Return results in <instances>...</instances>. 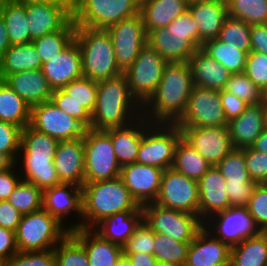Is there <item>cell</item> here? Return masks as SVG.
I'll use <instances>...</instances> for the list:
<instances>
[{"instance_id":"cell-1","label":"cell","mask_w":267,"mask_h":266,"mask_svg":"<svg viewBox=\"0 0 267 266\" xmlns=\"http://www.w3.org/2000/svg\"><path fill=\"white\" fill-rule=\"evenodd\" d=\"M194 87L188 62L167 63L154 94L142 106L151 123L175 124L184 113Z\"/></svg>"},{"instance_id":"cell-2","label":"cell","mask_w":267,"mask_h":266,"mask_svg":"<svg viewBox=\"0 0 267 266\" xmlns=\"http://www.w3.org/2000/svg\"><path fill=\"white\" fill-rule=\"evenodd\" d=\"M142 106L132 96L124 73L98 81L90 128L105 130L130 124L142 115ZM139 113V114H138Z\"/></svg>"},{"instance_id":"cell-3","label":"cell","mask_w":267,"mask_h":266,"mask_svg":"<svg viewBox=\"0 0 267 266\" xmlns=\"http://www.w3.org/2000/svg\"><path fill=\"white\" fill-rule=\"evenodd\" d=\"M139 207L120 177L84 183L81 228H93L108 216L136 211Z\"/></svg>"},{"instance_id":"cell-4","label":"cell","mask_w":267,"mask_h":266,"mask_svg":"<svg viewBox=\"0 0 267 266\" xmlns=\"http://www.w3.org/2000/svg\"><path fill=\"white\" fill-rule=\"evenodd\" d=\"M147 43L168 63L188 62L199 49V29L187 10L165 28L147 33Z\"/></svg>"},{"instance_id":"cell-5","label":"cell","mask_w":267,"mask_h":266,"mask_svg":"<svg viewBox=\"0 0 267 266\" xmlns=\"http://www.w3.org/2000/svg\"><path fill=\"white\" fill-rule=\"evenodd\" d=\"M75 39L81 52L83 76L98 82L123 73L117 66L107 30L76 26Z\"/></svg>"},{"instance_id":"cell-6","label":"cell","mask_w":267,"mask_h":266,"mask_svg":"<svg viewBox=\"0 0 267 266\" xmlns=\"http://www.w3.org/2000/svg\"><path fill=\"white\" fill-rule=\"evenodd\" d=\"M69 232L68 226L42 208L22 215L15 231L16 246L18 252L52 250Z\"/></svg>"},{"instance_id":"cell-7","label":"cell","mask_w":267,"mask_h":266,"mask_svg":"<svg viewBox=\"0 0 267 266\" xmlns=\"http://www.w3.org/2000/svg\"><path fill=\"white\" fill-rule=\"evenodd\" d=\"M83 139L85 183L112 180L120 176L110 135L105 130L87 128Z\"/></svg>"},{"instance_id":"cell-8","label":"cell","mask_w":267,"mask_h":266,"mask_svg":"<svg viewBox=\"0 0 267 266\" xmlns=\"http://www.w3.org/2000/svg\"><path fill=\"white\" fill-rule=\"evenodd\" d=\"M181 137V129L176 124L151 123L145 118V132L136 162L163 170L171 168L175 148Z\"/></svg>"},{"instance_id":"cell-9","label":"cell","mask_w":267,"mask_h":266,"mask_svg":"<svg viewBox=\"0 0 267 266\" xmlns=\"http://www.w3.org/2000/svg\"><path fill=\"white\" fill-rule=\"evenodd\" d=\"M140 0H79L72 9L76 26L107 29L139 14Z\"/></svg>"},{"instance_id":"cell-10","label":"cell","mask_w":267,"mask_h":266,"mask_svg":"<svg viewBox=\"0 0 267 266\" xmlns=\"http://www.w3.org/2000/svg\"><path fill=\"white\" fill-rule=\"evenodd\" d=\"M142 219L153 232L180 242H191L204 227L198 215L148 203L141 206Z\"/></svg>"},{"instance_id":"cell-11","label":"cell","mask_w":267,"mask_h":266,"mask_svg":"<svg viewBox=\"0 0 267 266\" xmlns=\"http://www.w3.org/2000/svg\"><path fill=\"white\" fill-rule=\"evenodd\" d=\"M167 61L148 43L124 72L132 96L143 106L156 91Z\"/></svg>"},{"instance_id":"cell-12","label":"cell","mask_w":267,"mask_h":266,"mask_svg":"<svg viewBox=\"0 0 267 266\" xmlns=\"http://www.w3.org/2000/svg\"><path fill=\"white\" fill-rule=\"evenodd\" d=\"M156 204L199 216L197 181L186 177L174 168L163 171Z\"/></svg>"},{"instance_id":"cell-13","label":"cell","mask_w":267,"mask_h":266,"mask_svg":"<svg viewBox=\"0 0 267 266\" xmlns=\"http://www.w3.org/2000/svg\"><path fill=\"white\" fill-rule=\"evenodd\" d=\"M175 124L195 127L227 126L219 91L194 86L186 109Z\"/></svg>"},{"instance_id":"cell-14","label":"cell","mask_w":267,"mask_h":266,"mask_svg":"<svg viewBox=\"0 0 267 266\" xmlns=\"http://www.w3.org/2000/svg\"><path fill=\"white\" fill-rule=\"evenodd\" d=\"M29 125L58 141L81 138L87 129L76 118L55 106L51 100L31 107Z\"/></svg>"},{"instance_id":"cell-15","label":"cell","mask_w":267,"mask_h":266,"mask_svg":"<svg viewBox=\"0 0 267 266\" xmlns=\"http://www.w3.org/2000/svg\"><path fill=\"white\" fill-rule=\"evenodd\" d=\"M112 39L117 66L124 73L147 44V33L138 14L108 27Z\"/></svg>"},{"instance_id":"cell-16","label":"cell","mask_w":267,"mask_h":266,"mask_svg":"<svg viewBox=\"0 0 267 266\" xmlns=\"http://www.w3.org/2000/svg\"><path fill=\"white\" fill-rule=\"evenodd\" d=\"M182 138L211 166H216L234 148L227 126H178Z\"/></svg>"},{"instance_id":"cell-17","label":"cell","mask_w":267,"mask_h":266,"mask_svg":"<svg viewBox=\"0 0 267 266\" xmlns=\"http://www.w3.org/2000/svg\"><path fill=\"white\" fill-rule=\"evenodd\" d=\"M204 228L230 247L259 232L245 207H231L210 216Z\"/></svg>"},{"instance_id":"cell-18","label":"cell","mask_w":267,"mask_h":266,"mask_svg":"<svg viewBox=\"0 0 267 266\" xmlns=\"http://www.w3.org/2000/svg\"><path fill=\"white\" fill-rule=\"evenodd\" d=\"M163 169L134 162L121 167L120 178L139 206L154 203L160 189Z\"/></svg>"},{"instance_id":"cell-19","label":"cell","mask_w":267,"mask_h":266,"mask_svg":"<svg viewBox=\"0 0 267 266\" xmlns=\"http://www.w3.org/2000/svg\"><path fill=\"white\" fill-rule=\"evenodd\" d=\"M42 208L55 217L62 225L65 217L72 212L77 213L80 221L68 226L72 231L81 228L82 219V187L72 183H61L43 190Z\"/></svg>"},{"instance_id":"cell-20","label":"cell","mask_w":267,"mask_h":266,"mask_svg":"<svg viewBox=\"0 0 267 266\" xmlns=\"http://www.w3.org/2000/svg\"><path fill=\"white\" fill-rule=\"evenodd\" d=\"M26 16L32 41L62 30L72 19V9L66 4H27Z\"/></svg>"},{"instance_id":"cell-21","label":"cell","mask_w":267,"mask_h":266,"mask_svg":"<svg viewBox=\"0 0 267 266\" xmlns=\"http://www.w3.org/2000/svg\"><path fill=\"white\" fill-rule=\"evenodd\" d=\"M44 76L53 90L60 89L83 76L79 44L74 39L59 55L42 64Z\"/></svg>"},{"instance_id":"cell-22","label":"cell","mask_w":267,"mask_h":266,"mask_svg":"<svg viewBox=\"0 0 267 266\" xmlns=\"http://www.w3.org/2000/svg\"><path fill=\"white\" fill-rule=\"evenodd\" d=\"M230 249L203 227L190 242L185 266H229Z\"/></svg>"},{"instance_id":"cell-23","label":"cell","mask_w":267,"mask_h":266,"mask_svg":"<svg viewBox=\"0 0 267 266\" xmlns=\"http://www.w3.org/2000/svg\"><path fill=\"white\" fill-rule=\"evenodd\" d=\"M199 218L205 222L210 216L231 208L226 180L216 166H212L198 181Z\"/></svg>"},{"instance_id":"cell-24","label":"cell","mask_w":267,"mask_h":266,"mask_svg":"<svg viewBox=\"0 0 267 266\" xmlns=\"http://www.w3.org/2000/svg\"><path fill=\"white\" fill-rule=\"evenodd\" d=\"M83 139L59 141L53 164L61 183H72L80 187L85 183Z\"/></svg>"},{"instance_id":"cell-25","label":"cell","mask_w":267,"mask_h":266,"mask_svg":"<svg viewBox=\"0 0 267 266\" xmlns=\"http://www.w3.org/2000/svg\"><path fill=\"white\" fill-rule=\"evenodd\" d=\"M227 128L233 148L251 147L264 130V102L249 104L238 117L228 121Z\"/></svg>"},{"instance_id":"cell-26","label":"cell","mask_w":267,"mask_h":266,"mask_svg":"<svg viewBox=\"0 0 267 266\" xmlns=\"http://www.w3.org/2000/svg\"><path fill=\"white\" fill-rule=\"evenodd\" d=\"M4 83L14 90L30 108L51 99L53 93L41 69L7 75Z\"/></svg>"},{"instance_id":"cell-27","label":"cell","mask_w":267,"mask_h":266,"mask_svg":"<svg viewBox=\"0 0 267 266\" xmlns=\"http://www.w3.org/2000/svg\"><path fill=\"white\" fill-rule=\"evenodd\" d=\"M193 20L199 29V45L216 39L228 17L226 0H209L188 5Z\"/></svg>"},{"instance_id":"cell-28","label":"cell","mask_w":267,"mask_h":266,"mask_svg":"<svg viewBox=\"0 0 267 266\" xmlns=\"http://www.w3.org/2000/svg\"><path fill=\"white\" fill-rule=\"evenodd\" d=\"M105 131L110 135L120 166L136 162L141 139L145 132V117L141 115L126 126L109 128Z\"/></svg>"},{"instance_id":"cell-29","label":"cell","mask_w":267,"mask_h":266,"mask_svg":"<svg viewBox=\"0 0 267 266\" xmlns=\"http://www.w3.org/2000/svg\"><path fill=\"white\" fill-rule=\"evenodd\" d=\"M70 233L85 247L90 266H116L123 254V247L102 238L92 228H79Z\"/></svg>"},{"instance_id":"cell-30","label":"cell","mask_w":267,"mask_h":266,"mask_svg":"<svg viewBox=\"0 0 267 266\" xmlns=\"http://www.w3.org/2000/svg\"><path fill=\"white\" fill-rule=\"evenodd\" d=\"M194 86L221 91L231 73L199 48L188 60Z\"/></svg>"},{"instance_id":"cell-31","label":"cell","mask_w":267,"mask_h":266,"mask_svg":"<svg viewBox=\"0 0 267 266\" xmlns=\"http://www.w3.org/2000/svg\"><path fill=\"white\" fill-rule=\"evenodd\" d=\"M187 8L186 0H140L139 15L148 33L165 28Z\"/></svg>"},{"instance_id":"cell-32","label":"cell","mask_w":267,"mask_h":266,"mask_svg":"<svg viewBox=\"0 0 267 266\" xmlns=\"http://www.w3.org/2000/svg\"><path fill=\"white\" fill-rule=\"evenodd\" d=\"M142 220L141 206L136 211H124L108 216L92 229L102 238L123 247Z\"/></svg>"},{"instance_id":"cell-33","label":"cell","mask_w":267,"mask_h":266,"mask_svg":"<svg viewBox=\"0 0 267 266\" xmlns=\"http://www.w3.org/2000/svg\"><path fill=\"white\" fill-rule=\"evenodd\" d=\"M267 262V232L242 240L230 249L229 266H264Z\"/></svg>"},{"instance_id":"cell-34","label":"cell","mask_w":267,"mask_h":266,"mask_svg":"<svg viewBox=\"0 0 267 266\" xmlns=\"http://www.w3.org/2000/svg\"><path fill=\"white\" fill-rule=\"evenodd\" d=\"M42 68V61L33 43L11 45L0 61V78Z\"/></svg>"},{"instance_id":"cell-35","label":"cell","mask_w":267,"mask_h":266,"mask_svg":"<svg viewBox=\"0 0 267 266\" xmlns=\"http://www.w3.org/2000/svg\"><path fill=\"white\" fill-rule=\"evenodd\" d=\"M58 140L40 132L30 125L22 129L21 145L17 159H40L53 161Z\"/></svg>"},{"instance_id":"cell-36","label":"cell","mask_w":267,"mask_h":266,"mask_svg":"<svg viewBox=\"0 0 267 266\" xmlns=\"http://www.w3.org/2000/svg\"><path fill=\"white\" fill-rule=\"evenodd\" d=\"M0 15L5 22L11 45L32 42L25 4L9 0L2 5Z\"/></svg>"},{"instance_id":"cell-37","label":"cell","mask_w":267,"mask_h":266,"mask_svg":"<svg viewBox=\"0 0 267 266\" xmlns=\"http://www.w3.org/2000/svg\"><path fill=\"white\" fill-rule=\"evenodd\" d=\"M30 106L0 80V120L24 129L30 123Z\"/></svg>"},{"instance_id":"cell-38","label":"cell","mask_w":267,"mask_h":266,"mask_svg":"<svg viewBox=\"0 0 267 266\" xmlns=\"http://www.w3.org/2000/svg\"><path fill=\"white\" fill-rule=\"evenodd\" d=\"M201 49L219 64L223 65L231 74L242 73L245 70L247 53L231 45L230 42L211 39L204 42Z\"/></svg>"},{"instance_id":"cell-39","label":"cell","mask_w":267,"mask_h":266,"mask_svg":"<svg viewBox=\"0 0 267 266\" xmlns=\"http://www.w3.org/2000/svg\"><path fill=\"white\" fill-rule=\"evenodd\" d=\"M212 166L182 137L175 148L172 168L198 181Z\"/></svg>"},{"instance_id":"cell-40","label":"cell","mask_w":267,"mask_h":266,"mask_svg":"<svg viewBox=\"0 0 267 266\" xmlns=\"http://www.w3.org/2000/svg\"><path fill=\"white\" fill-rule=\"evenodd\" d=\"M76 25L73 19L62 29L45 34L32 41L42 64L60 54L74 39Z\"/></svg>"},{"instance_id":"cell-41","label":"cell","mask_w":267,"mask_h":266,"mask_svg":"<svg viewBox=\"0 0 267 266\" xmlns=\"http://www.w3.org/2000/svg\"><path fill=\"white\" fill-rule=\"evenodd\" d=\"M22 164V180L34 184L42 191L61 184L58 179L56 169L53 161L40 160V159H21ZM23 171V172H22Z\"/></svg>"},{"instance_id":"cell-42","label":"cell","mask_w":267,"mask_h":266,"mask_svg":"<svg viewBox=\"0 0 267 266\" xmlns=\"http://www.w3.org/2000/svg\"><path fill=\"white\" fill-rule=\"evenodd\" d=\"M190 242H180L154 232V257L164 266H185Z\"/></svg>"},{"instance_id":"cell-43","label":"cell","mask_w":267,"mask_h":266,"mask_svg":"<svg viewBox=\"0 0 267 266\" xmlns=\"http://www.w3.org/2000/svg\"><path fill=\"white\" fill-rule=\"evenodd\" d=\"M228 16L250 26L267 23V0H226Z\"/></svg>"},{"instance_id":"cell-44","label":"cell","mask_w":267,"mask_h":266,"mask_svg":"<svg viewBox=\"0 0 267 266\" xmlns=\"http://www.w3.org/2000/svg\"><path fill=\"white\" fill-rule=\"evenodd\" d=\"M7 201L22 215L32 213L42 209L43 191L21 179Z\"/></svg>"},{"instance_id":"cell-45","label":"cell","mask_w":267,"mask_h":266,"mask_svg":"<svg viewBox=\"0 0 267 266\" xmlns=\"http://www.w3.org/2000/svg\"><path fill=\"white\" fill-rule=\"evenodd\" d=\"M55 266H90L85 247L69 232L54 248Z\"/></svg>"},{"instance_id":"cell-46","label":"cell","mask_w":267,"mask_h":266,"mask_svg":"<svg viewBox=\"0 0 267 266\" xmlns=\"http://www.w3.org/2000/svg\"><path fill=\"white\" fill-rule=\"evenodd\" d=\"M226 183H247L253 181L247 172L244 148H234L217 165Z\"/></svg>"},{"instance_id":"cell-47","label":"cell","mask_w":267,"mask_h":266,"mask_svg":"<svg viewBox=\"0 0 267 266\" xmlns=\"http://www.w3.org/2000/svg\"><path fill=\"white\" fill-rule=\"evenodd\" d=\"M251 26L240 19L227 17L217 37L218 40L238 47L239 50L251 51Z\"/></svg>"},{"instance_id":"cell-48","label":"cell","mask_w":267,"mask_h":266,"mask_svg":"<svg viewBox=\"0 0 267 266\" xmlns=\"http://www.w3.org/2000/svg\"><path fill=\"white\" fill-rule=\"evenodd\" d=\"M70 99L92 114L98 90V82L82 76L61 88Z\"/></svg>"},{"instance_id":"cell-49","label":"cell","mask_w":267,"mask_h":266,"mask_svg":"<svg viewBox=\"0 0 267 266\" xmlns=\"http://www.w3.org/2000/svg\"><path fill=\"white\" fill-rule=\"evenodd\" d=\"M224 90L229 91L248 104L263 103V91L244 72L231 74Z\"/></svg>"},{"instance_id":"cell-50","label":"cell","mask_w":267,"mask_h":266,"mask_svg":"<svg viewBox=\"0 0 267 266\" xmlns=\"http://www.w3.org/2000/svg\"><path fill=\"white\" fill-rule=\"evenodd\" d=\"M139 252L154 255V232L143 219L123 246V254H137Z\"/></svg>"},{"instance_id":"cell-51","label":"cell","mask_w":267,"mask_h":266,"mask_svg":"<svg viewBox=\"0 0 267 266\" xmlns=\"http://www.w3.org/2000/svg\"><path fill=\"white\" fill-rule=\"evenodd\" d=\"M258 231L267 232V186L257 184L245 207Z\"/></svg>"},{"instance_id":"cell-52","label":"cell","mask_w":267,"mask_h":266,"mask_svg":"<svg viewBox=\"0 0 267 266\" xmlns=\"http://www.w3.org/2000/svg\"><path fill=\"white\" fill-rule=\"evenodd\" d=\"M22 129L0 120V153L8 155L16 164L20 152Z\"/></svg>"},{"instance_id":"cell-53","label":"cell","mask_w":267,"mask_h":266,"mask_svg":"<svg viewBox=\"0 0 267 266\" xmlns=\"http://www.w3.org/2000/svg\"><path fill=\"white\" fill-rule=\"evenodd\" d=\"M244 73L262 91L267 88V55L256 51L247 54Z\"/></svg>"},{"instance_id":"cell-54","label":"cell","mask_w":267,"mask_h":266,"mask_svg":"<svg viewBox=\"0 0 267 266\" xmlns=\"http://www.w3.org/2000/svg\"><path fill=\"white\" fill-rule=\"evenodd\" d=\"M4 264L5 266H55L54 249L17 252L4 261Z\"/></svg>"},{"instance_id":"cell-55","label":"cell","mask_w":267,"mask_h":266,"mask_svg":"<svg viewBox=\"0 0 267 266\" xmlns=\"http://www.w3.org/2000/svg\"><path fill=\"white\" fill-rule=\"evenodd\" d=\"M50 100L59 109L80 121L86 128H90L91 114L80 104L72 101L61 88L53 90Z\"/></svg>"},{"instance_id":"cell-56","label":"cell","mask_w":267,"mask_h":266,"mask_svg":"<svg viewBox=\"0 0 267 266\" xmlns=\"http://www.w3.org/2000/svg\"><path fill=\"white\" fill-rule=\"evenodd\" d=\"M247 172L250 178L257 184H265L267 181V153L244 148Z\"/></svg>"},{"instance_id":"cell-57","label":"cell","mask_w":267,"mask_h":266,"mask_svg":"<svg viewBox=\"0 0 267 266\" xmlns=\"http://www.w3.org/2000/svg\"><path fill=\"white\" fill-rule=\"evenodd\" d=\"M256 185V182L226 183L230 206L246 207Z\"/></svg>"},{"instance_id":"cell-58","label":"cell","mask_w":267,"mask_h":266,"mask_svg":"<svg viewBox=\"0 0 267 266\" xmlns=\"http://www.w3.org/2000/svg\"><path fill=\"white\" fill-rule=\"evenodd\" d=\"M220 101L224 110L227 121L238 117L244 109L249 105L244 100L237 98L229 91L222 89L219 91Z\"/></svg>"},{"instance_id":"cell-59","label":"cell","mask_w":267,"mask_h":266,"mask_svg":"<svg viewBox=\"0 0 267 266\" xmlns=\"http://www.w3.org/2000/svg\"><path fill=\"white\" fill-rule=\"evenodd\" d=\"M15 166L19 167L15 163L11 168L0 172V200H7L22 179L19 172L16 173L15 169L17 170V168Z\"/></svg>"},{"instance_id":"cell-60","label":"cell","mask_w":267,"mask_h":266,"mask_svg":"<svg viewBox=\"0 0 267 266\" xmlns=\"http://www.w3.org/2000/svg\"><path fill=\"white\" fill-rule=\"evenodd\" d=\"M22 214L7 200H0V227L16 231Z\"/></svg>"},{"instance_id":"cell-61","label":"cell","mask_w":267,"mask_h":266,"mask_svg":"<svg viewBox=\"0 0 267 266\" xmlns=\"http://www.w3.org/2000/svg\"><path fill=\"white\" fill-rule=\"evenodd\" d=\"M18 252L15 232L0 227V262H4Z\"/></svg>"},{"instance_id":"cell-62","label":"cell","mask_w":267,"mask_h":266,"mask_svg":"<svg viewBox=\"0 0 267 266\" xmlns=\"http://www.w3.org/2000/svg\"><path fill=\"white\" fill-rule=\"evenodd\" d=\"M251 51L267 55V23L252 25L250 29Z\"/></svg>"},{"instance_id":"cell-63","label":"cell","mask_w":267,"mask_h":266,"mask_svg":"<svg viewBox=\"0 0 267 266\" xmlns=\"http://www.w3.org/2000/svg\"><path fill=\"white\" fill-rule=\"evenodd\" d=\"M124 255L128 257L132 266H156L158 264L154 255L145 254L144 252Z\"/></svg>"},{"instance_id":"cell-64","label":"cell","mask_w":267,"mask_h":266,"mask_svg":"<svg viewBox=\"0 0 267 266\" xmlns=\"http://www.w3.org/2000/svg\"><path fill=\"white\" fill-rule=\"evenodd\" d=\"M11 43L6 29L5 22L0 15V61L3 58L4 53L10 48Z\"/></svg>"},{"instance_id":"cell-65","label":"cell","mask_w":267,"mask_h":266,"mask_svg":"<svg viewBox=\"0 0 267 266\" xmlns=\"http://www.w3.org/2000/svg\"><path fill=\"white\" fill-rule=\"evenodd\" d=\"M252 149L267 153V130L264 129L261 134L257 137L253 145Z\"/></svg>"},{"instance_id":"cell-66","label":"cell","mask_w":267,"mask_h":266,"mask_svg":"<svg viewBox=\"0 0 267 266\" xmlns=\"http://www.w3.org/2000/svg\"><path fill=\"white\" fill-rule=\"evenodd\" d=\"M15 162L6 154L0 153V172L11 168Z\"/></svg>"},{"instance_id":"cell-67","label":"cell","mask_w":267,"mask_h":266,"mask_svg":"<svg viewBox=\"0 0 267 266\" xmlns=\"http://www.w3.org/2000/svg\"><path fill=\"white\" fill-rule=\"evenodd\" d=\"M19 3L27 4H65L60 0H15Z\"/></svg>"},{"instance_id":"cell-68","label":"cell","mask_w":267,"mask_h":266,"mask_svg":"<svg viewBox=\"0 0 267 266\" xmlns=\"http://www.w3.org/2000/svg\"><path fill=\"white\" fill-rule=\"evenodd\" d=\"M116 266H132L131 262L129 261L128 257L124 254L118 259Z\"/></svg>"},{"instance_id":"cell-69","label":"cell","mask_w":267,"mask_h":266,"mask_svg":"<svg viewBox=\"0 0 267 266\" xmlns=\"http://www.w3.org/2000/svg\"><path fill=\"white\" fill-rule=\"evenodd\" d=\"M60 1L68 5L71 9H73L77 5L79 0H60Z\"/></svg>"},{"instance_id":"cell-70","label":"cell","mask_w":267,"mask_h":266,"mask_svg":"<svg viewBox=\"0 0 267 266\" xmlns=\"http://www.w3.org/2000/svg\"><path fill=\"white\" fill-rule=\"evenodd\" d=\"M264 129L267 130V103H264Z\"/></svg>"},{"instance_id":"cell-71","label":"cell","mask_w":267,"mask_h":266,"mask_svg":"<svg viewBox=\"0 0 267 266\" xmlns=\"http://www.w3.org/2000/svg\"><path fill=\"white\" fill-rule=\"evenodd\" d=\"M203 1H209V0H186L188 5L193 4V3L203 2Z\"/></svg>"},{"instance_id":"cell-72","label":"cell","mask_w":267,"mask_h":266,"mask_svg":"<svg viewBox=\"0 0 267 266\" xmlns=\"http://www.w3.org/2000/svg\"><path fill=\"white\" fill-rule=\"evenodd\" d=\"M263 102L267 103V88L263 91Z\"/></svg>"},{"instance_id":"cell-73","label":"cell","mask_w":267,"mask_h":266,"mask_svg":"<svg viewBox=\"0 0 267 266\" xmlns=\"http://www.w3.org/2000/svg\"><path fill=\"white\" fill-rule=\"evenodd\" d=\"M3 4L5 3V2H7V1H9V0H0Z\"/></svg>"},{"instance_id":"cell-74","label":"cell","mask_w":267,"mask_h":266,"mask_svg":"<svg viewBox=\"0 0 267 266\" xmlns=\"http://www.w3.org/2000/svg\"><path fill=\"white\" fill-rule=\"evenodd\" d=\"M2 5H3V3L0 1V10L2 9Z\"/></svg>"},{"instance_id":"cell-75","label":"cell","mask_w":267,"mask_h":266,"mask_svg":"<svg viewBox=\"0 0 267 266\" xmlns=\"http://www.w3.org/2000/svg\"><path fill=\"white\" fill-rule=\"evenodd\" d=\"M0 266H5L4 262H0Z\"/></svg>"}]
</instances>
